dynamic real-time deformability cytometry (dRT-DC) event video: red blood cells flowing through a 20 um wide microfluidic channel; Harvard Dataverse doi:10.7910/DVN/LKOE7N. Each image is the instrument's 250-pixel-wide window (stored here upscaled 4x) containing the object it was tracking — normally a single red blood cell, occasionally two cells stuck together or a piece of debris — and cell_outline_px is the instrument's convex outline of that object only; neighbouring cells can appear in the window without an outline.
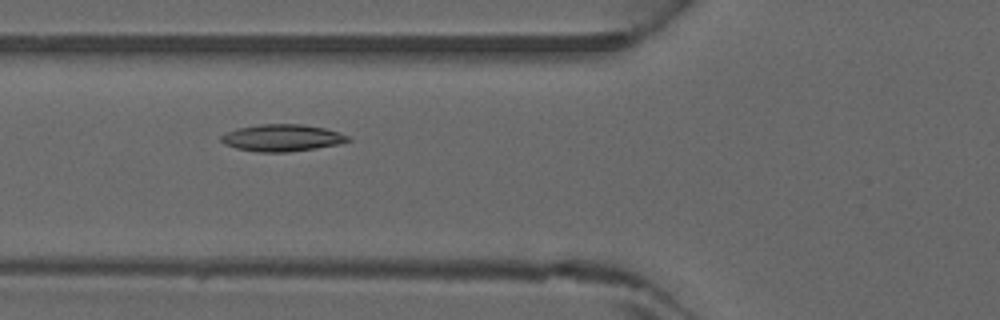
{"species": "common noctule bat (a hibernating species)", "species_latin": "Nyctalus noctula", "temperature_condition": "warm", "stored_images_in_passage": 5, "camera_frame_rate_fps": 3000, "um_per_image_px": 0.085, "animal": {"sex": "male", "forearm_length_mm": 52.5}, "frame": {"image": 1, "passage_image": 5, "time_ms": 1.333, "image_size_px": [1000, 320], "cell_outline_px": [[352, 140], [340, 144], [316, 148], [288, 152], [256, 152], [236, 148], [224, 144], [220, 140], [220, 136], [228, 132], [240, 128], [260, 124], [300, 124], [324, 128], [348, 136]], "centroid_in_image_um": [23.97, 11.73], "position_along_channel_um": 101.8, "area_um2": 19.77}}